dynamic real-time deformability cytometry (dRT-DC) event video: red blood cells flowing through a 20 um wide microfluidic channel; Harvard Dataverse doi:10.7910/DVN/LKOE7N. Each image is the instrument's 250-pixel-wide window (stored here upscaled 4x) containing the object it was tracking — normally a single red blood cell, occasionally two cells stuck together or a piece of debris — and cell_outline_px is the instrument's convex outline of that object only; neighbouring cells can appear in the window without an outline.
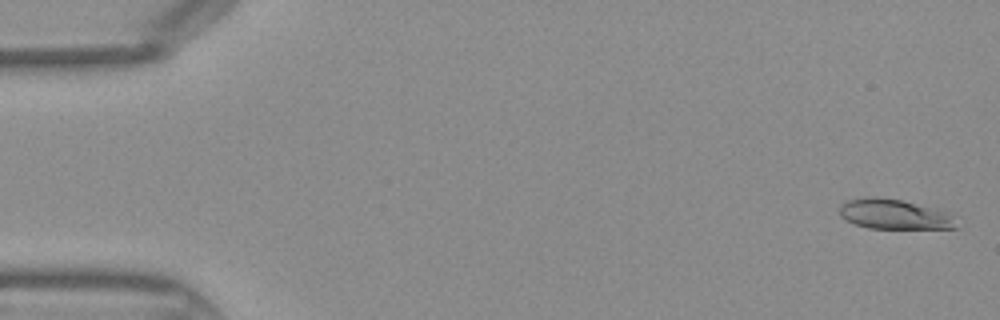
{"species": "Egyptian fruit bat (a non-hibernating species)", "species_latin": "Rousettus aegyptiacus", "temperature_condition": "warm", "stored_images_in_passage": 44, "camera_frame_rate_fps": 3000, "um_per_image_px": 0.085, "frame": {"image": 1, "passage_image": 1, "time_ms": 0.0, "image_size_px": [1000, 320], "cell_outline_px": [[956, 228], [868, 228], [856, 224], [840, 216], [840, 204], [844, 200], [864, 196], [876, 196], [900, 200], [936, 208], [948, 212]], "centroid_in_image_um": [75.92, 18.18], "position_along_channel_um": 9.1, "area_um2": 20.23}}
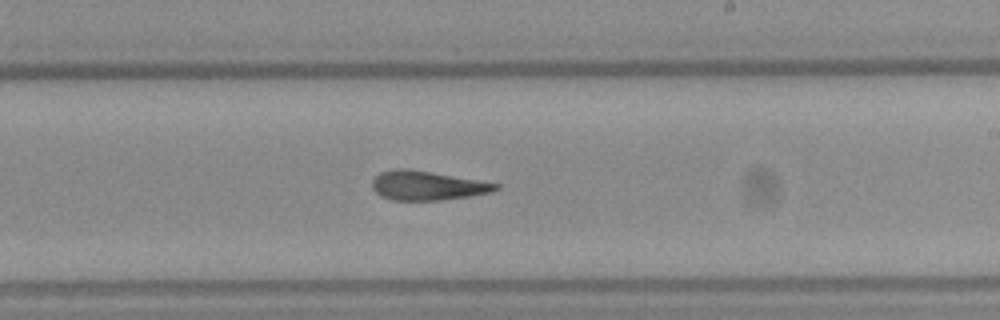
{"frame": {"image": 2, "passage_image": 26, "time_ms": 8.333, "image_size_px": [1000, 320], "cell_outline_px": [[500, 188], [492, 192], [468, 196], [440, 200], [392, 200], [380, 196], [372, 188], [372, 180], [380, 172], [396, 168], [408, 168], [500, 184]], "centroid_in_image_um": [36.28, 15.77], "position_along_channel_um": 252.7, "area_um2": 20.92}}
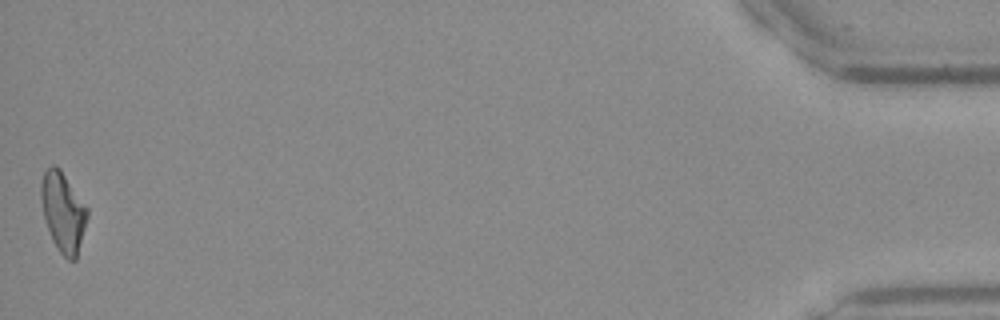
{"frame": {"image": 3, "passage_image": 44, "time_ms": 14.333, "image_size_px": [1000, 320], "cell_outline_px": [[88, 216], [76, 260], [68, 260], [60, 252], [52, 240], [44, 216], [40, 196], [40, 184], [44, 172], [52, 164], [56, 164], [60, 168], [88, 208]], "centroid_in_image_um": [5.36, 18.0], "position_along_channel_um": 429.8, "area_um2": 21.39}}